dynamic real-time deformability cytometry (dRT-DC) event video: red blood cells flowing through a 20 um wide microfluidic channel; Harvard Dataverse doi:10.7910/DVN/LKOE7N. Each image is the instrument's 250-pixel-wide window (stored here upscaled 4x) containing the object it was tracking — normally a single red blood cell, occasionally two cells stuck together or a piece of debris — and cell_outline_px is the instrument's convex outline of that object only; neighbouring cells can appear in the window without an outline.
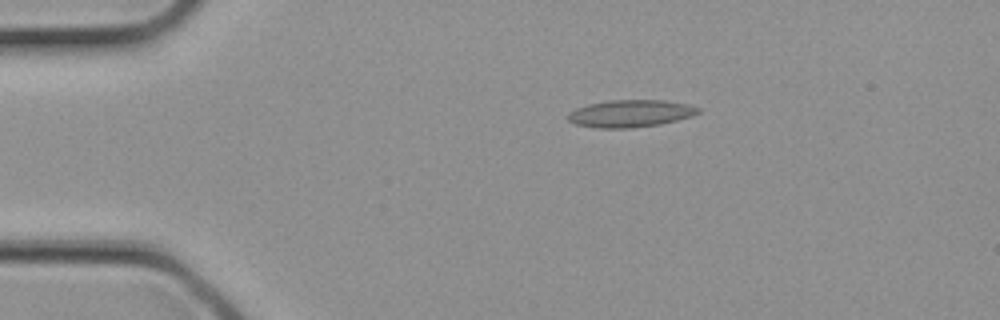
{"species": "common noctule bat (a hibernating species)", "species_latin": "Nyctalus noctula", "temperature_condition": "cold", "stored_images_in_passage": 3, "camera_frame_rate_fps": 3000, "um_per_image_px": 0.085, "animal": {"sex": "female", "body_mass_g": 21.9}, "frame": {"image": 1, "passage_image": 2, "time_ms": 0.333, "image_size_px": [1000, 320], "cell_outline_px": [[700, 112], [692, 116], [660, 124], [632, 128], [596, 128], [576, 124], [568, 120], [568, 112], [576, 108], [588, 104], [608, 100], [664, 100], [688, 104], [700, 108]], "centroid_in_image_um": [53.58, 9.64], "position_along_channel_um": 31.4, "area_um2": 20.75}}